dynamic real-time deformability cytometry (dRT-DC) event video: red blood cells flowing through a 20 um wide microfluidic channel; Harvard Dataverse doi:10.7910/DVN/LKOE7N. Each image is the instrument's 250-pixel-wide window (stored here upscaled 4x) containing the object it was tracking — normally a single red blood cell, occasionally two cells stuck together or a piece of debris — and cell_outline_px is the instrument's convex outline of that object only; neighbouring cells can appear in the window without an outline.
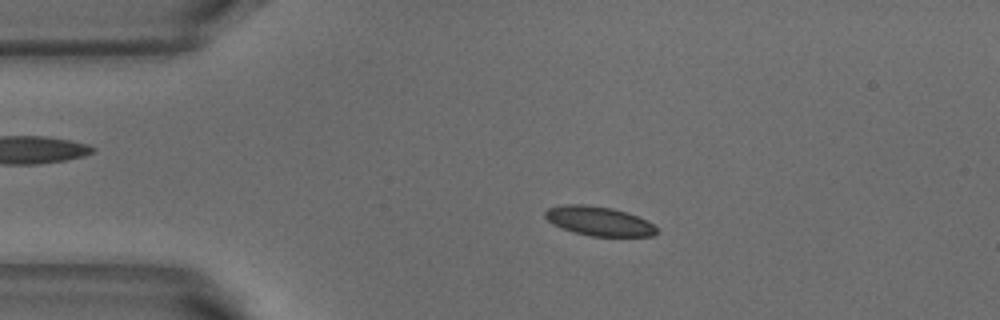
{"species": "common noctule bat (a hibernating species)", "species_latin": "Nyctalus noctula", "temperature_condition": "warm", "stored_images_in_passage": 52, "camera_frame_rate_fps": 3000, "um_per_image_px": 0.085, "animal": {"sex": "male", "body_mass_g": 18.8}, "frame": {"image": 1, "passage_image": 10, "time_ms": 3.0, "image_size_px": [1000, 320], "cell_outline_px": [[656, 232], [652, 236], [588, 236], [572, 232], [552, 224], [544, 216], [544, 212], [548, 208], [564, 204], [584, 204], [612, 208], [628, 212], [648, 220], [656, 228]], "centroid_in_image_um": [50.88, 18.79], "position_along_channel_um": 34.1, "area_um2": 19.13}}
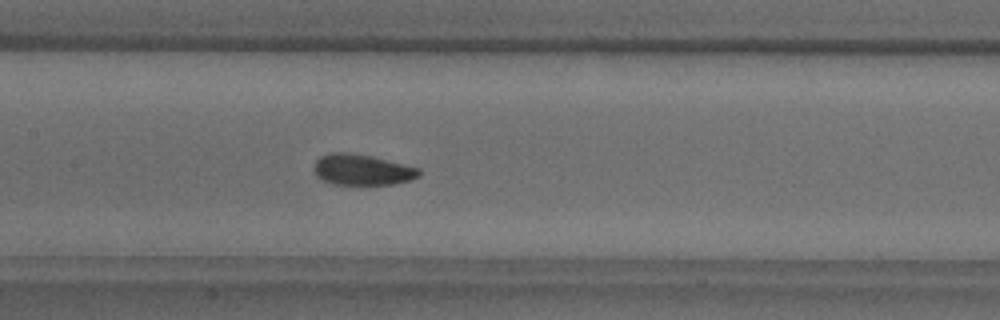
{"frame": {"image": 2, "passage_image": 24, "time_ms": 7.667, "image_size_px": [1000, 320], "cell_outline_px": [[420, 176], [408, 180], [392, 184], [336, 184], [324, 180], [316, 176], [312, 168], [316, 160], [320, 156], [332, 152], [348, 152], [372, 156], [420, 168]], "centroid_in_image_um": [30.75, 14.41], "position_along_channel_um": 176.6, "area_um2": 18.84}}
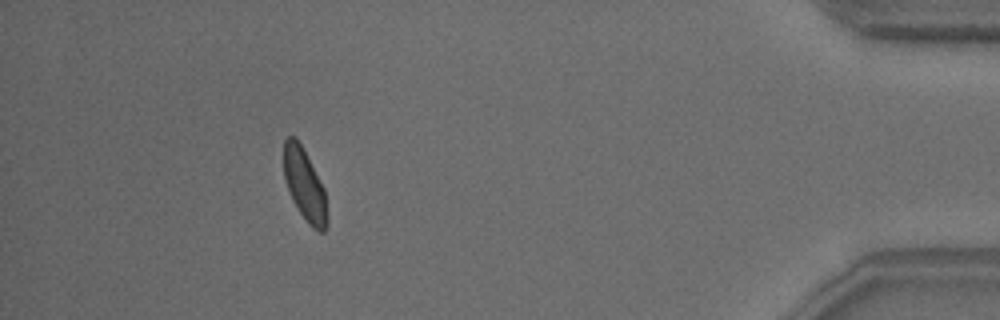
{"frame": {"image": 3, "passage_image": 47, "time_ms": 15.333, "image_size_px": [1000, 320], "cell_outline_px": [[328, 224], [324, 232], [320, 232], [312, 228], [308, 224], [292, 200], [284, 176], [284, 140], [288, 136], [296, 136], [324, 188], [328, 220]], "centroid_in_image_um": [25.9, 15.74], "position_along_channel_um": 409.3, "area_um2": 17.98}, "authors_computed_cell_mechanics": {"area_um2": 18.785, "velocity_mm_per_s": 3.8111, "shape_relaxation_time_tau1_ms": 2.6673, "shape_relaxation_time_tau2_ms": 2.9668, "deformation_change_tau1": 0.0951, "deformation_change_tau2": 0.0815}}